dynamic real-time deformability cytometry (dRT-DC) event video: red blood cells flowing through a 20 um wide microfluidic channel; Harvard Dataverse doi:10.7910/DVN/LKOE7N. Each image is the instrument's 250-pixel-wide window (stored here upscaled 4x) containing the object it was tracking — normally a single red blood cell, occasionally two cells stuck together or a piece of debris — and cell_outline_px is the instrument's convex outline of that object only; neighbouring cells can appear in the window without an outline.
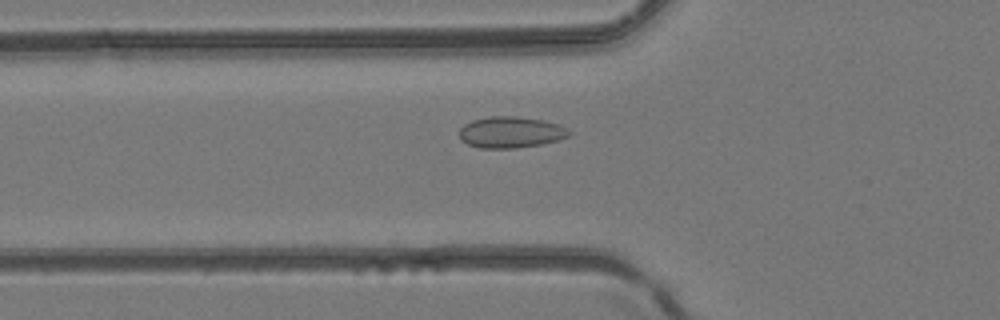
{"species": "common noctule bat (a hibernating species)", "species_latin": "Nyctalus noctula", "temperature_condition": "room temperature", "stored_images_in_passage": 40, "camera_frame_rate_fps": 3000, "um_per_image_px": 0.085, "animal": {"sex": "female", "body_mass_g": 24.6, "forearm_length_mm": 56.2}, "frame": {"image": 1, "passage_image": 10, "time_ms": 3.0, "image_size_px": [1000, 320], "cell_outline_px": [[572, 132], [568, 136], [560, 140], [540, 144], [516, 148], [480, 148], [468, 144], [460, 140], [460, 128], [464, 124], [472, 120], [492, 116], [516, 116], [544, 120], [560, 124], [568, 128]], "centroid_in_image_um": [43.44, 11.23], "position_along_channel_um": 82.4, "area_um2": 20.17}}
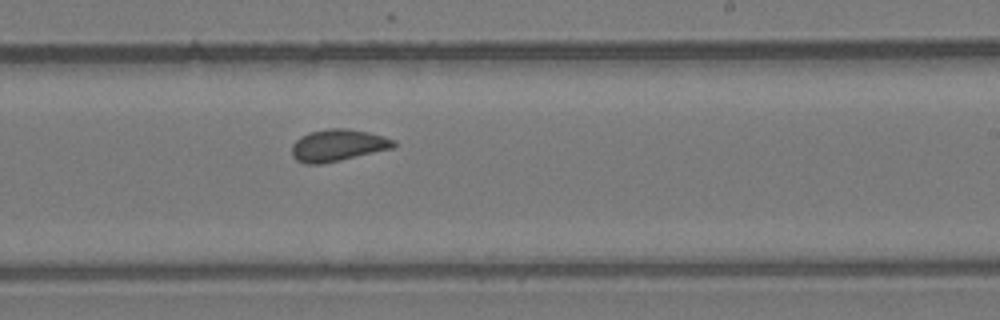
{"frame": {"image": 2, "passage_image": 22, "time_ms": 7.0, "image_size_px": [1000, 320], "cell_outline_px": [[396, 144], [392, 148], [340, 160], [320, 164], [304, 164], [296, 160], [292, 156], [292, 144], [300, 136], [308, 132], [328, 128], [348, 128], [368, 132], [384, 136], [396, 140]], "centroid_in_image_um": [28.69, 12.34], "position_along_channel_um": 260.3, "area_um2": 19.02}}
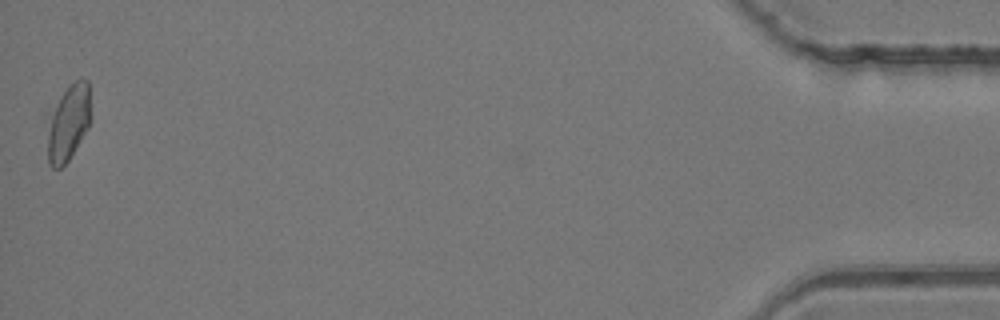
{"frame": {"image": 3, "passage_image": 40, "time_ms": 13.0, "image_size_px": [1000, 320], "cell_outline_px": [[92, 116], [88, 128], [68, 160], [60, 168], [52, 168], [48, 164], [44, 112], [68, 84], [76, 80], [88, 80]], "centroid_in_image_um": [5.72, 10.37], "position_along_channel_um": 429.5, "area_um2": 20.81}}